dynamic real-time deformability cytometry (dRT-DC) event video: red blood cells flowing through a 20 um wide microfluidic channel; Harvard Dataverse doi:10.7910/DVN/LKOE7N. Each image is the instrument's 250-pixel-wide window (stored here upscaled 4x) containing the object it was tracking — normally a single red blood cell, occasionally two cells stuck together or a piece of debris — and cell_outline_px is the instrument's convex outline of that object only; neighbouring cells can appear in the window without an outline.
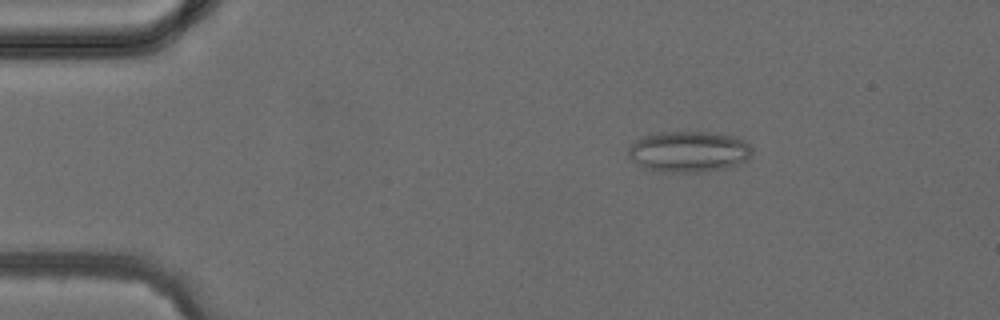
{"species": "common noctule bat (a hibernating species)", "species_latin": "Nyctalus noctula", "temperature_condition": "cold", "stored_images_in_passage": 4, "camera_frame_rate_fps": 3000, "um_per_image_px": 0.085, "animal": {"sex": "female", "body_mass_g": 24.6, "forearm_length_mm": 56.2}, "frame": {"image": 1, "passage_image": 2, "time_ms": 1.333, "image_size_px": [1000, 320], "cell_outline_px": [[752, 152], [748, 160], [740, 164], [724, 168], [704, 172], [672, 172], [644, 168], [632, 160], [628, 156], [628, 148], [636, 140], [644, 136], [660, 132], [716, 132], [736, 136], [744, 140], [752, 148]], "centroid_in_image_um": [58.58, 12.88], "position_along_channel_um": 26.4, "area_um2": 29.71}}